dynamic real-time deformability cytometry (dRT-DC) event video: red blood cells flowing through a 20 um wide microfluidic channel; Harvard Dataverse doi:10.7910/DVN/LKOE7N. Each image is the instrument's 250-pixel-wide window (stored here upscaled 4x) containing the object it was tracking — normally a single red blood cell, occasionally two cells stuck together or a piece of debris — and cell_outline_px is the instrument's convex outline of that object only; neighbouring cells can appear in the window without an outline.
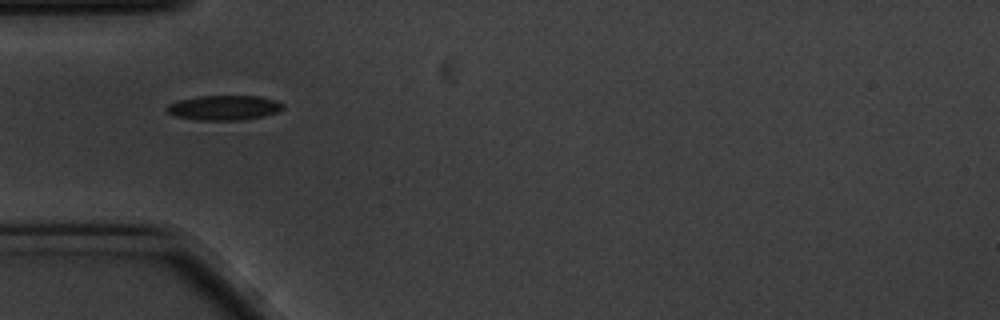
{"species": "common noctule bat (a hibernating species)", "species_latin": "Nyctalus noctula", "temperature_condition": "cold", "stored_images_in_passage": 41, "camera_frame_rate_fps": 3000, "um_per_image_px": 0.085, "animal": {"sex": "male", "body_mass_g": 20.1, "forearm_length_mm": 53.5}, "frame": {"image": 1, "passage_image": 1, "time_ms": 0.0, "image_size_px": [1000, 320], "cell_outline_px": [[284, 108], [276, 112], [264, 116], [244, 120], [196, 120], [176, 116], [168, 112], [164, 108], [168, 104], [180, 100], [196, 96], [260, 96], [276, 100], [284, 104]], "centroid_in_image_um": [19.05, 9.15], "position_along_channel_um": 65.9, "area_um2": 16.88}}
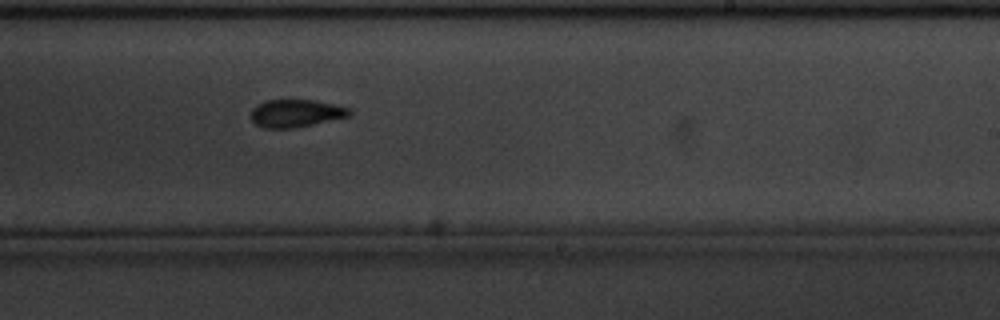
{"frame": {"image": 2, "passage_image": 18, "time_ms": 5.667, "image_size_px": [1000, 320], "cell_outline_px": [[352, 112], [348, 116], [312, 124], [292, 128], [264, 128], [256, 124], [252, 120], [252, 108], [256, 104], [264, 100], [316, 100], [348, 108]], "centroid_in_image_um": [25.1, 9.62], "position_along_channel_um": 263.9, "area_um2": 15.66}}
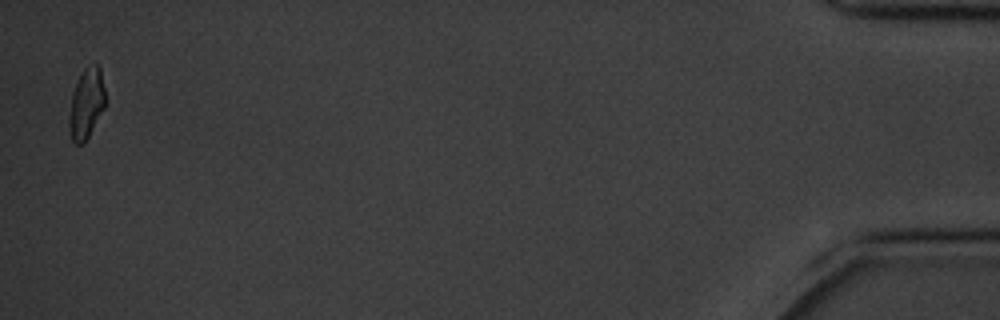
{"frame": {"image": 3, "passage_image": 40, "time_ms": 13.0, "image_size_px": [1000, 320], "cell_outline_px": [[104, 108], [84, 144], [76, 144], [72, 140], [68, 128], [68, 116], [72, 92], [84, 68], [96, 60], [100, 68], [104, 88]], "centroid_in_image_um": [7.32, 8.8], "position_along_channel_um": 427.9, "area_um2": 14.91}, "authors_computed_cell_mechanics": {"area_um2": 15.895, "velocity_mm_per_s": 3.4841, "shape_relaxation_time_tau1_ms": 2.7904, "shape_relaxation_time_tau2_ms": 5.1089, "deformation_change_tau1": 0.1038, "deformation_change_tau2": 0.0936}}